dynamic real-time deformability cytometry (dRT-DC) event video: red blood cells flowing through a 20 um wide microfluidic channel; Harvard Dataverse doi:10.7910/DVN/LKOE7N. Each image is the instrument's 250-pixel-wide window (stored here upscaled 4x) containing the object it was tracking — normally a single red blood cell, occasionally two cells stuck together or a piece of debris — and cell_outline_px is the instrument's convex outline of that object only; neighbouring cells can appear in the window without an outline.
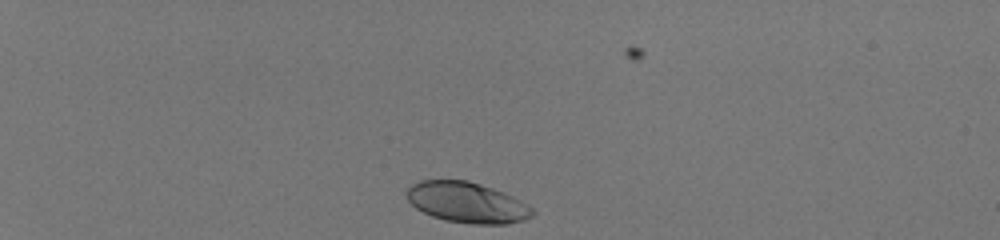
{"species": "human", "species_latin": "Homo sapiens", "temperature_condition": "room temperature", "stored_images_in_passage": 35, "camera_frame_rate_fps": 3000, "um_per_image_px": 0.085, "donor": {"sex": "male"}, "frame": {"image": 1, "passage_image": 1, "time_ms": 0.0, "image_size_px": [1000, 240], "cell_outline_px": [[532, 212], [524, 220], [504, 224], [472, 224], [444, 220], [432, 216], [416, 208], [408, 200], [408, 188], [412, 184], [420, 180], [468, 180], [492, 188], [532, 208]], "centroid_in_image_um": [39.61, 17.21], "position_along_channel_um": 45.4, "area_um2": 29.02}}
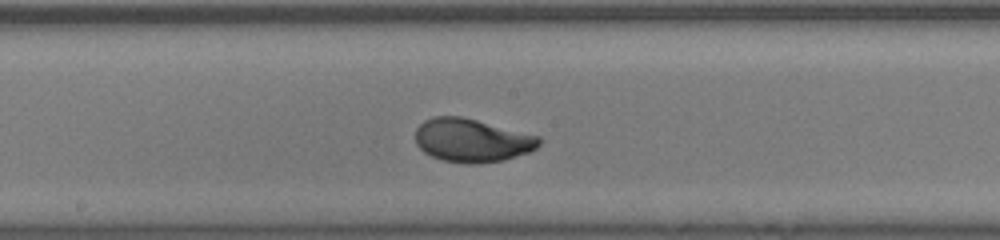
{"frame": {"image": 2, "passage_image": 19, "time_ms": 6.0, "image_size_px": [1000, 240], "cell_outline_px": [[540, 144], [536, 148], [528, 152], [504, 160], [480, 164], [464, 164], [440, 160], [424, 152], [416, 144], [416, 128], [424, 120], [432, 116], [460, 116], [540, 136]], "centroid_in_image_um": [40.09, 11.94], "position_along_channel_um": 208.1, "area_um2": 31.39}}
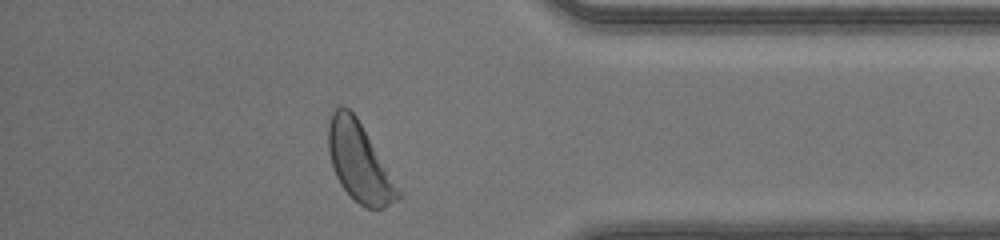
{"frame": {"image": 3, "passage_image": 34, "time_ms": 11.0, "image_size_px": [1000, 240], "cell_outline_px": [[404, 196], [380, 208], [368, 208], [360, 204], [340, 184], [336, 176], [328, 152], [328, 124], [332, 112], [336, 108], [348, 108], [356, 116]], "centroid_in_image_um": [30.53, 13.78], "position_along_channel_um": 404.7, "area_um2": 31.15}, "authors_computed_cell_mechanics": {"area_um2": 30.056, "velocity_mm_per_s": 4.1314, "shape_relaxation_time_tau1_ms": 2.646, "shape_relaxation_time_tau2_ms": null, "deformation_change_tau1": 0.1695, "deformation_change_tau2": null}}